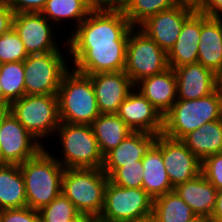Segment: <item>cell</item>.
<instances>
[{"mask_svg":"<svg viewBox=\"0 0 222 222\" xmlns=\"http://www.w3.org/2000/svg\"><path fill=\"white\" fill-rule=\"evenodd\" d=\"M51 152L44 147L35 157L19 165L26 189L27 207L38 211L61 194L65 168Z\"/></svg>","mask_w":222,"mask_h":222,"instance_id":"cell-1","label":"cell"},{"mask_svg":"<svg viewBox=\"0 0 222 222\" xmlns=\"http://www.w3.org/2000/svg\"><path fill=\"white\" fill-rule=\"evenodd\" d=\"M60 122L89 124L101 114L91 77L69 69L57 92Z\"/></svg>","mask_w":222,"mask_h":222,"instance_id":"cell-2","label":"cell"},{"mask_svg":"<svg viewBox=\"0 0 222 222\" xmlns=\"http://www.w3.org/2000/svg\"><path fill=\"white\" fill-rule=\"evenodd\" d=\"M222 119V91L218 88L200 99H177L163 116V134L182 140L207 122Z\"/></svg>","mask_w":222,"mask_h":222,"instance_id":"cell-3","label":"cell"},{"mask_svg":"<svg viewBox=\"0 0 222 222\" xmlns=\"http://www.w3.org/2000/svg\"><path fill=\"white\" fill-rule=\"evenodd\" d=\"M108 180L102 168H66L61 193L81 214L98 218L103 210Z\"/></svg>","mask_w":222,"mask_h":222,"instance_id":"cell-4","label":"cell"},{"mask_svg":"<svg viewBox=\"0 0 222 222\" xmlns=\"http://www.w3.org/2000/svg\"><path fill=\"white\" fill-rule=\"evenodd\" d=\"M54 137H59L57 146L62 150V157L55 158L65 169L102 168L104 156L91 125L60 122Z\"/></svg>","mask_w":222,"mask_h":222,"instance_id":"cell-5","label":"cell"},{"mask_svg":"<svg viewBox=\"0 0 222 222\" xmlns=\"http://www.w3.org/2000/svg\"><path fill=\"white\" fill-rule=\"evenodd\" d=\"M8 110L45 147L42 141L52 138L60 124L57 94L24 95Z\"/></svg>","mask_w":222,"mask_h":222,"instance_id":"cell-6","label":"cell"},{"mask_svg":"<svg viewBox=\"0 0 222 222\" xmlns=\"http://www.w3.org/2000/svg\"><path fill=\"white\" fill-rule=\"evenodd\" d=\"M133 26L122 9L90 11L88 16L71 29L67 44H103L128 41Z\"/></svg>","mask_w":222,"mask_h":222,"instance_id":"cell-7","label":"cell"},{"mask_svg":"<svg viewBox=\"0 0 222 222\" xmlns=\"http://www.w3.org/2000/svg\"><path fill=\"white\" fill-rule=\"evenodd\" d=\"M153 198L143 188H124L108 180L99 222H136L150 219Z\"/></svg>","mask_w":222,"mask_h":222,"instance_id":"cell-8","label":"cell"},{"mask_svg":"<svg viewBox=\"0 0 222 222\" xmlns=\"http://www.w3.org/2000/svg\"><path fill=\"white\" fill-rule=\"evenodd\" d=\"M66 53L69 51H53L29 55L24 60L25 95L57 94L62 77L71 68L68 65L70 58L64 56Z\"/></svg>","mask_w":222,"mask_h":222,"instance_id":"cell-9","label":"cell"},{"mask_svg":"<svg viewBox=\"0 0 222 222\" xmlns=\"http://www.w3.org/2000/svg\"><path fill=\"white\" fill-rule=\"evenodd\" d=\"M127 42L67 44L69 64L72 61L71 67L75 71L88 76L99 72L124 71Z\"/></svg>","mask_w":222,"mask_h":222,"instance_id":"cell-10","label":"cell"},{"mask_svg":"<svg viewBox=\"0 0 222 222\" xmlns=\"http://www.w3.org/2000/svg\"><path fill=\"white\" fill-rule=\"evenodd\" d=\"M167 53L138 27L130 30L125 73L135 85L141 79L168 69Z\"/></svg>","mask_w":222,"mask_h":222,"instance_id":"cell-11","label":"cell"},{"mask_svg":"<svg viewBox=\"0 0 222 222\" xmlns=\"http://www.w3.org/2000/svg\"><path fill=\"white\" fill-rule=\"evenodd\" d=\"M13 27L23 42L28 55L68 51L66 40L60 43L55 36L57 34L55 32L58 30L55 29L57 26H54L42 13H16L13 16ZM57 42L59 45L61 44V47Z\"/></svg>","mask_w":222,"mask_h":222,"instance_id":"cell-12","label":"cell"},{"mask_svg":"<svg viewBox=\"0 0 222 222\" xmlns=\"http://www.w3.org/2000/svg\"><path fill=\"white\" fill-rule=\"evenodd\" d=\"M43 148L8 109L1 112L0 164L20 165Z\"/></svg>","mask_w":222,"mask_h":222,"instance_id":"cell-13","label":"cell"},{"mask_svg":"<svg viewBox=\"0 0 222 222\" xmlns=\"http://www.w3.org/2000/svg\"><path fill=\"white\" fill-rule=\"evenodd\" d=\"M195 11V4L182 1L174 8L150 16L138 28L168 53L177 41L184 22Z\"/></svg>","mask_w":222,"mask_h":222,"instance_id":"cell-14","label":"cell"},{"mask_svg":"<svg viewBox=\"0 0 222 222\" xmlns=\"http://www.w3.org/2000/svg\"><path fill=\"white\" fill-rule=\"evenodd\" d=\"M162 158L171 185L190 181L201 174L202 161L195 156L182 140L162 133Z\"/></svg>","mask_w":222,"mask_h":222,"instance_id":"cell-15","label":"cell"},{"mask_svg":"<svg viewBox=\"0 0 222 222\" xmlns=\"http://www.w3.org/2000/svg\"><path fill=\"white\" fill-rule=\"evenodd\" d=\"M116 114L133 131L163 132V116L136 88L120 104Z\"/></svg>","mask_w":222,"mask_h":222,"instance_id":"cell-16","label":"cell"},{"mask_svg":"<svg viewBox=\"0 0 222 222\" xmlns=\"http://www.w3.org/2000/svg\"><path fill=\"white\" fill-rule=\"evenodd\" d=\"M89 76L101 114L117 113L120 104L134 89L125 71L99 72Z\"/></svg>","mask_w":222,"mask_h":222,"instance_id":"cell-17","label":"cell"},{"mask_svg":"<svg viewBox=\"0 0 222 222\" xmlns=\"http://www.w3.org/2000/svg\"><path fill=\"white\" fill-rule=\"evenodd\" d=\"M159 134L133 131L115 148L104 156L103 172L109 177L117 168L125 164H136L156 143Z\"/></svg>","mask_w":222,"mask_h":222,"instance_id":"cell-18","label":"cell"},{"mask_svg":"<svg viewBox=\"0 0 222 222\" xmlns=\"http://www.w3.org/2000/svg\"><path fill=\"white\" fill-rule=\"evenodd\" d=\"M177 80V99H200L217 89L216 74L200 63L174 68Z\"/></svg>","mask_w":222,"mask_h":222,"instance_id":"cell-19","label":"cell"},{"mask_svg":"<svg viewBox=\"0 0 222 222\" xmlns=\"http://www.w3.org/2000/svg\"><path fill=\"white\" fill-rule=\"evenodd\" d=\"M164 116L177 101V80L171 67L161 73L141 79L134 85Z\"/></svg>","mask_w":222,"mask_h":222,"instance_id":"cell-20","label":"cell"},{"mask_svg":"<svg viewBox=\"0 0 222 222\" xmlns=\"http://www.w3.org/2000/svg\"><path fill=\"white\" fill-rule=\"evenodd\" d=\"M201 33V12L195 11L185 22L173 47L167 53L172 69L198 61V44Z\"/></svg>","mask_w":222,"mask_h":222,"instance_id":"cell-21","label":"cell"},{"mask_svg":"<svg viewBox=\"0 0 222 222\" xmlns=\"http://www.w3.org/2000/svg\"><path fill=\"white\" fill-rule=\"evenodd\" d=\"M217 74L222 68V19L201 13L198 61Z\"/></svg>","mask_w":222,"mask_h":222,"instance_id":"cell-22","label":"cell"},{"mask_svg":"<svg viewBox=\"0 0 222 222\" xmlns=\"http://www.w3.org/2000/svg\"><path fill=\"white\" fill-rule=\"evenodd\" d=\"M142 166L144 169L142 188L153 199L174 190L163 164L162 133L158 135L156 143L143 157Z\"/></svg>","mask_w":222,"mask_h":222,"instance_id":"cell-23","label":"cell"},{"mask_svg":"<svg viewBox=\"0 0 222 222\" xmlns=\"http://www.w3.org/2000/svg\"><path fill=\"white\" fill-rule=\"evenodd\" d=\"M174 190L196 215L211 217L217 189L202 174L190 181L178 184Z\"/></svg>","mask_w":222,"mask_h":222,"instance_id":"cell-24","label":"cell"},{"mask_svg":"<svg viewBox=\"0 0 222 222\" xmlns=\"http://www.w3.org/2000/svg\"><path fill=\"white\" fill-rule=\"evenodd\" d=\"M27 207L24 179L18 164H0V210Z\"/></svg>","mask_w":222,"mask_h":222,"instance_id":"cell-25","label":"cell"},{"mask_svg":"<svg viewBox=\"0 0 222 222\" xmlns=\"http://www.w3.org/2000/svg\"><path fill=\"white\" fill-rule=\"evenodd\" d=\"M182 141L201 161L222 152V119L207 122L187 134Z\"/></svg>","mask_w":222,"mask_h":222,"instance_id":"cell-26","label":"cell"},{"mask_svg":"<svg viewBox=\"0 0 222 222\" xmlns=\"http://www.w3.org/2000/svg\"><path fill=\"white\" fill-rule=\"evenodd\" d=\"M91 126L103 156L133 132L116 113L100 114Z\"/></svg>","mask_w":222,"mask_h":222,"instance_id":"cell-27","label":"cell"},{"mask_svg":"<svg viewBox=\"0 0 222 222\" xmlns=\"http://www.w3.org/2000/svg\"><path fill=\"white\" fill-rule=\"evenodd\" d=\"M196 214L175 192H167L153 199L151 219L154 222H188Z\"/></svg>","mask_w":222,"mask_h":222,"instance_id":"cell-28","label":"cell"},{"mask_svg":"<svg viewBox=\"0 0 222 222\" xmlns=\"http://www.w3.org/2000/svg\"><path fill=\"white\" fill-rule=\"evenodd\" d=\"M90 9L85 5L83 0H47L44 9L41 13L51 22L54 26L67 20L75 25V28L88 16ZM72 20V21H71ZM53 21V22H52ZM56 24V25H55Z\"/></svg>","mask_w":222,"mask_h":222,"instance_id":"cell-29","label":"cell"},{"mask_svg":"<svg viewBox=\"0 0 222 222\" xmlns=\"http://www.w3.org/2000/svg\"><path fill=\"white\" fill-rule=\"evenodd\" d=\"M182 0H131L123 9L133 27H138L147 18L159 12L174 8Z\"/></svg>","mask_w":222,"mask_h":222,"instance_id":"cell-30","label":"cell"},{"mask_svg":"<svg viewBox=\"0 0 222 222\" xmlns=\"http://www.w3.org/2000/svg\"><path fill=\"white\" fill-rule=\"evenodd\" d=\"M24 61L1 64L0 79L3 96L11 103L25 95Z\"/></svg>","mask_w":222,"mask_h":222,"instance_id":"cell-31","label":"cell"},{"mask_svg":"<svg viewBox=\"0 0 222 222\" xmlns=\"http://www.w3.org/2000/svg\"><path fill=\"white\" fill-rule=\"evenodd\" d=\"M39 214L42 222H71L81 215L74 204L62 193L50 204L42 207Z\"/></svg>","mask_w":222,"mask_h":222,"instance_id":"cell-32","label":"cell"},{"mask_svg":"<svg viewBox=\"0 0 222 222\" xmlns=\"http://www.w3.org/2000/svg\"><path fill=\"white\" fill-rule=\"evenodd\" d=\"M29 55L12 26L0 36V63L24 61Z\"/></svg>","mask_w":222,"mask_h":222,"instance_id":"cell-33","label":"cell"},{"mask_svg":"<svg viewBox=\"0 0 222 222\" xmlns=\"http://www.w3.org/2000/svg\"><path fill=\"white\" fill-rule=\"evenodd\" d=\"M143 171L142 160L136 161V164H125L117 168L109 180L124 188H142Z\"/></svg>","mask_w":222,"mask_h":222,"instance_id":"cell-34","label":"cell"},{"mask_svg":"<svg viewBox=\"0 0 222 222\" xmlns=\"http://www.w3.org/2000/svg\"><path fill=\"white\" fill-rule=\"evenodd\" d=\"M201 174L217 190L222 188V152L207 156L202 160Z\"/></svg>","mask_w":222,"mask_h":222,"instance_id":"cell-35","label":"cell"},{"mask_svg":"<svg viewBox=\"0 0 222 222\" xmlns=\"http://www.w3.org/2000/svg\"><path fill=\"white\" fill-rule=\"evenodd\" d=\"M0 222H42L38 210L24 207L0 211Z\"/></svg>","mask_w":222,"mask_h":222,"instance_id":"cell-36","label":"cell"},{"mask_svg":"<svg viewBox=\"0 0 222 222\" xmlns=\"http://www.w3.org/2000/svg\"><path fill=\"white\" fill-rule=\"evenodd\" d=\"M47 0H8L9 6L16 13H41Z\"/></svg>","mask_w":222,"mask_h":222,"instance_id":"cell-37","label":"cell"},{"mask_svg":"<svg viewBox=\"0 0 222 222\" xmlns=\"http://www.w3.org/2000/svg\"><path fill=\"white\" fill-rule=\"evenodd\" d=\"M195 7L197 11L211 18L222 19V0H199Z\"/></svg>","mask_w":222,"mask_h":222,"instance_id":"cell-38","label":"cell"},{"mask_svg":"<svg viewBox=\"0 0 222 222\" xmlns=\"http://www.w3.org/2000/svg\"><path fill=\"white\" fill-rule=\"evenodd\" d=\"M14 12L7 0H0V36L13 26Z\"/></svg>","mask_w":222,"mask_h":222,"instance_id":"cell-39","label":"cell"},{"mask_svg":"<svg viewBox=\"0 0 222 222\" xmlns=\"http://www.w3.org/2000/svg\"><path fill=\"white\" fill-rule=\"evenodd\" d=\"M83 2L91 11L115 9L114 0H83Z\"/></svg>","mask_w":222,"mask_h":222,"instance_id":"cell-40","label":"cell"},{"mask_svg":"<svg viewBox=\"0 0 222 222\" xmlns=\"http://www.w3.org/2000/svg\"><path fill=\"white\" fill-rule=\"evenodd\" d=\"M210 222H222V188L217 190L215 207Z\"/></svg>","mask_w":222,"mask_h":222,"instance_id":"cell-41","label":"cell"},{"mask_svg":"<svg viewBox=\"0 0 222 222\" xmlns=\"http://www.w3.org/2000/svg\"><path fill=\"white\" fill-rule=\"evenodd\" d=\"M71 222H99V220L97 217L86 216V215L81 214L77 219Z\"/></svg>","mask_w":222,"mask_h":222,"instance_id":"cell-42","label":"cell"},{"mask_svg":"<svg viewBox=\"0 0 222 222\" xmlns=\"http://www.w3.org/2000/svg\"><path fill=\"white\" fill-rule=\"evenodd\" d=\"M0 105L4 109H8L10 102L3 96V89L1 87V79H0Z\"/></svg>","mask_w":222,"mask_h":222,"instance_id":"cell-43","label":"cell"},{"mask_svg":"<svg viewBox=\"0 0 222 222\" xmlns=\"http://www.w3.org/2000/svg\"><path fill=\"white\" fill-rule=\"evenodd\" d=\"M131 0H114L115 2V9H124Z\"/></svg>","mask_w":222,"mask_h":222,"instance_id":"cell-44","label":"cell"},{"mask_svg":"<svg viewBox=\"0 0 222 222\" xmlns=\"http://www.w3.org/2000/svg\"><path fill=\"white\" fill-rule=\"evenodd\" d=\"M188 222H210V218L203 215H196Z\"/></svg>","mask_w":222,"mask_h":222,"instance_id":"cell-45","label":"cell"},{"mask_svg":"<svg viewBox=\"0 0 222 222\" xmlns=\"http://www.w3.org/2000/svg\"><path fill=\"white\" fill-rule=\"evenodd\" d=\"M216 76H217V88L222 91V68L216 74Z\"/></svg>","mask_w":222,"mask_h":222,"instance_id":"cell-46","label":"cell"},{"mask_svg":"<svg viewBox=\"0 0 222 222\" xmlns=\"http://www.w3.org/2000/svg\"><path fill=\"white\" fill-rule=\"evenodd\" d=\"M182 1H186V2L196 4L199 0H182Z\"/></svg>","mask_w":222,"mask_h":222,"instance_id":"cell-47","label":"cell"},{"mask_svg":"<svg viewBox=\"0 0 222 222\" xmlns=\"http://www.w3.org/2000/svg\"><path fill=\"white\" fill-rule=\"evenodd\" d=\"M136 222H154V221L150 218V219H145V220H142V221H136Z\"/></svg>","mask_w":222,"mask_h":222,"instance_id":"cell-48","label":"cell"},{"mask_svg":"<svg viewBox=\"0 0 222 222\" xmlns=\"http://www.w3.org/2000/svg\"><path fill=\"white\" fill-rule=\"evenodd\" d=\"M4 110V108L0 105V113Z\"/></svg>","mask_w":222,"mask_h":222,"instance_id":"cell-49","label":"cell"},{"mask_svg":"<svg viewBox=\"0 0 222 222\" xmlns=\"http://www.w3.org/2000/svg\"><path fill=\"white\" fill-rule=\"evenodd\" d=\"M0 131H1V113H0Z\"/></svg>","mask_w":222,"mask_h":222,"instance_id":"cell-50","label":"cell"}]
</instances>
